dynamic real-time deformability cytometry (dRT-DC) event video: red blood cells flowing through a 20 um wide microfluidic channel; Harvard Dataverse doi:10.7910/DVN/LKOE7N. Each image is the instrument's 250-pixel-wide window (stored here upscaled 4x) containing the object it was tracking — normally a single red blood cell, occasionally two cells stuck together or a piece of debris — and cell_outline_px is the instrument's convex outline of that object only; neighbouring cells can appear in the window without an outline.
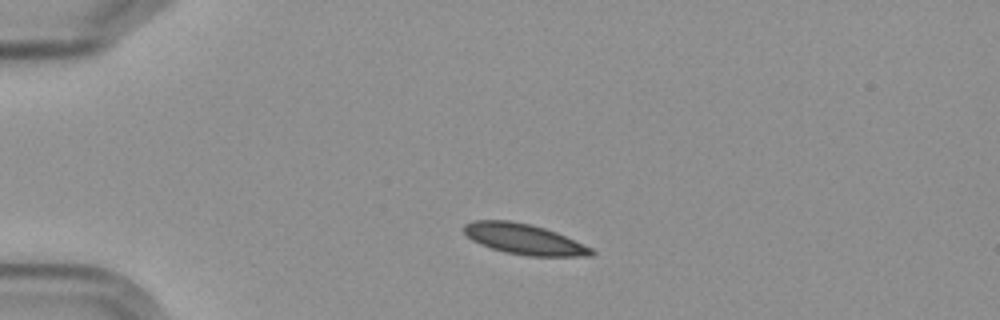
{"species": "Egyptian fruit bat (a non-hibernating species)", "species_latin": "Rousettus aegyptiacus", "temperature_condition": "cold", "stored_images_in_passage": 2, "camera_frame_rate_fps": 3000, "um_per_image_px": 0.085, "frame": {"image": 1, "passage_image": 1, "time_ms": 0.0, "image_size_px": [1000, 320], "cell_outline_px": [[596, 252], [592, 256], [528, 256], [504, 252], [480, 244], [472, 240], [464, 232], [464, 224], [472, 220], [508, 220], [532, 224], [556, 232], [592, 248]], "centroid_in_image_um": [44.54, 20.32], "position_along_channel_um": 40.5, "area_um2": 22.66}}